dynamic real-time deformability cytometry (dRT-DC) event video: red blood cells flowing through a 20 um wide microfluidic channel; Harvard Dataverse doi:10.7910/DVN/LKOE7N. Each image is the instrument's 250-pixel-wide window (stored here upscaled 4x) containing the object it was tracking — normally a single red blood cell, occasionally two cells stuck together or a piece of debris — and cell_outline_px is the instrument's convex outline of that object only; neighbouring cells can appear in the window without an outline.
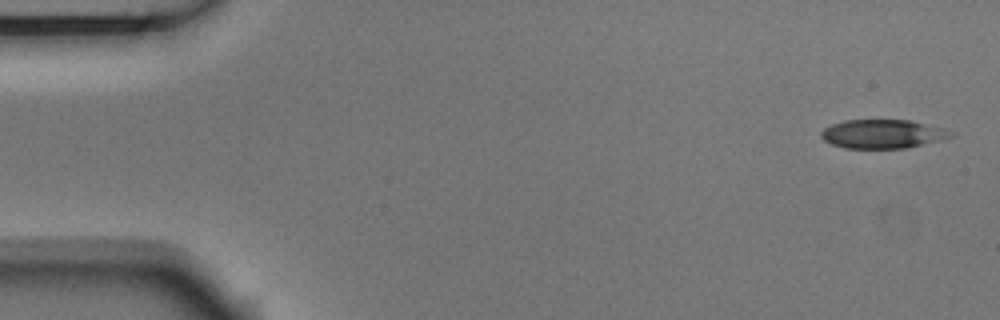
{"species": "Egyptian fruit bat (a non-hibernating species)", "species_latin": "Rousettus aegyptiacus", "temperature_condition": "room temperature", "stored_images_in_passage": 7, "camera_frame_rate_fps": 3000, "um_per_image_px": 0.085, "animal": {"sex": "male"}, "frame": {"image": 1, "passage_image": 1, "time_ms": 0.0, "image_size_px": [1000, 320], "cell_outline_px": [[956, 132], [952, 136], [944, 140], [908, 148], [844, 148], [832, 144], [824, 140], [820, 136], [820, 132], [824, 128], [832, 124], [844, 120], [912, 120], [944, 128]], "centroid_in_image_um": [75.08, 11.38], "position_along_channel_um": 9.9, "area_um2": 22.08}}
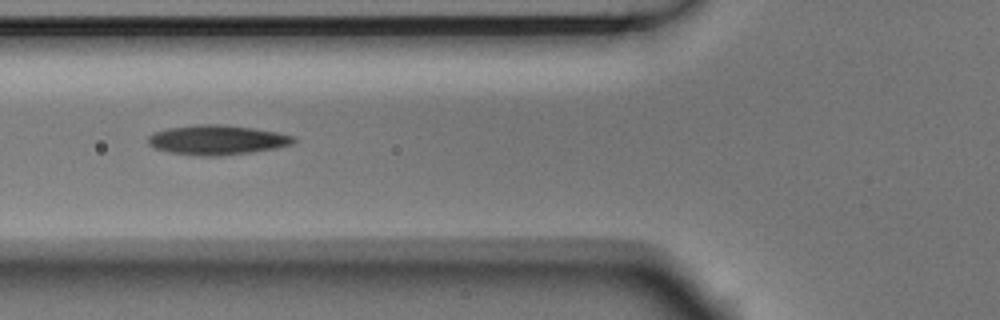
{"frame": {"image": 2, "passage_image": 6, "time_ms": 1.667, "image_size_px": [1000, 320], "cell_outline_px": [[296, 140], [292, 144], [276, 148], [252, 152], [216, 156], [200, 156], [168, 152], [156, 148], [148, 144], [148, 136], [152, 132], [168, 128], [196, 124], [224, 124], [256, 128], [296, 136]], "centroid_in_image_um": [18.45, 11.88], "position_along_channel_um": 107.3, "area_um2": 25.37}}
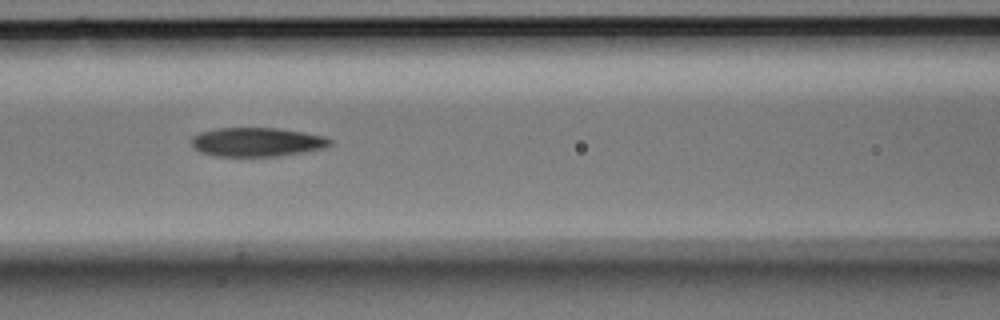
{"frame": {"image": 3, "passage_image": 7, "time_ms": 2.0, "image_size_px": [1000, 320], "cell_outline_px": [[332, 144], [324, 148], [276, 156], [216, 156], [200, 152], [192, 144], [192, 136], [200, 132], [216, 128], [276, 128], [304, 132], [324, 136], [332, 140]], "centroid_in_image_um": [21.83, 12.06], "position_along_channel_um": 144.8, "area_um2": 23.24}}